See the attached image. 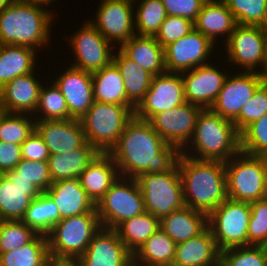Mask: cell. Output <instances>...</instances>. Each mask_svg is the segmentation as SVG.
<instances>
[{"label":"cell","mask_w":267,"mask_h":266,"mask_svg":"<svg viewBox=\"0 0 267 266\" xmlns=\"http://www.w3.org/2000/svg\"><path fill=\"white\" fill-rule=\"evenodd\" d=\"M108 154L114 159L120 176L137 178L142 173L171 170L181 151L167 144L149 121L134 116Z\"/></svg>","instance_id":"obj_1"},{"label":"cell","mask_w":267,"mask_h":266,"mask_svg":"<svg viewBox=\"0 0 267 266\" xmlns=\"http://www.w3.org/2000/svg\"><path fill=\"white\" fill-rule=\"evenodd\" d=\"M177 166L185 206L209 215L228 198L225 162L197 160L181 153Z\"/></svg>","instance_id":"obj_2"},{"label":"cell","mask_w":267,"mask_h":266,"mask_svg":"<svg viewBox=\"0 0 267 266\" xmlns=\"http://www.w3.org/2000/svg\"><path fill=\"white\" fill-rule=\"evenodd\" d=\"M52 11L42 5L14 0L0 11V44L28 46L41 51L52 38L51 27L56 17Z\"/></svg>","instance_id":"obj_3"},{"label":"cell","mask_w":267,"mask_h":266,"mask_svg":"<svg viewBox=\"0 0 267 266\" xmlns=\"http://www.w3.org/2000/svg\"><path fill=\"white\" fill-rule=\"evenodd\" d=\"M240 151L241 135L233 121L202 109L192 138L181 153L197 160L227 162Z\"/></svg>","instance_id":"obj_4"},{"label":"cell","mask_w":267,"mask_h":266,"mask_svg":"<svg viewBox=\"0 0 267 266\" xmlns=\"http://www.w3.org/2000/svg\"><path fill=\"white\" fill-rule=\"evenodd\" d=\"M134 106L94 101L80 119L85 139L100 153H109L116 145L127 123L134 117Z\"/></svg>","instance_id":"obj_5"},{"label":"cell","mask_w":267,"mask_h":266,"mask_svg":"<svg viewBox=\"0 0 267 266\" xmlns=\"http://www.w3.org/2000/svg\"><path fill=\"white\" fill-rule=\"evenodd\" d=\"M101 228L97 211L62 219L47 235L50 257L79 259Z\"/></svg>","instance_id":"obj_6"},{"label":"cell","mask_w":267,"mask_h":266,"mask_svg":"<svg viewBox=\"0 0 267 266\" xmlns=\"http://www.w3.org/2000/svg\"><path fill=\"white\" fill-rule=\"evenodd\" d=\"M267 157L240 151L225 162L227 196L242 202L265 199Z\"/></svg>","instance_id":"obj_7"},{"label":"cell","mask_w":267,"mask_h":266,"mask_svg":"<svg viewBox=\"0 0 267 266\" xmlns=\"http://www.w3.org/2000/svg\"><path fill=\"white\" fill-rule=\"evenodd\" d=\"M144 199L145 211L159 220L185 206L177 164L164 173H142L135 178Z\"/></svg>","instance_id":"obj_8"},{"label":"cell","mask_w":267,"mask_h":266,"mask_svg":"<svg viewBox=\"0 0 267 266\" xmlns=\"http://www.w3.org/2000/svg\"><path fill=\"white\" fill-rule=\"evenodd\" d=\"M96 210L101 226L107 229L143 214L144 199L137 180L120 176L97 203Z\"/></svg>","instance_id":"obj_9"},{"label":"cell","mask_w":267,"mask_h":266,"mask_svg":"<svg viewBox=\"0 0 267 266\" xmlns=\"http://www.w3.org/2000/svg\"><path fill=\"white\" fill-rule=\"evenodd\" d=\"M251 216L249 202L227 198L208 215L211 229L219 251L248 246V223Z\"/></svg>","instance_id":"obj_10"},{"label":"cell","mask_w":267,"mask_h":266,"mask_svg":"<svg viewBox=\"0 0 267 266\" xmlns=\"http://www.w3.org/2000/svg\"><path fill=\"white\" fill-rule=\"evenodd\" d=\"M224 46L228 57L226 61L236 68L241 67L239 71L266 75L264 27L237 24Z\"/></svg>","instance_id":"obj_11"},{"label":"cell","mask_w":267,"mask_h":266,"mask_svg":"<svg viewBox=\"0 0 267 266\" xmlns=\"http://www.w3.org/2000/svg\"><path fill=\"white\" fill-rule=\"evenodd\" d=\"M80 28L67 38L74 54L70 65L91 73L109 65L113 61L115 46L89 20Z\"/></svg>","instance_id":"obj_12"},{"label":"cell","mask_w":267,"mask_h":266,"mask_svg":"<svg viewBox=\"0 0 267 266\" xmlns=\"http://www.w3.org/2000/svg\"><path fill=\"white\" fill-rule=\"evenodd\" d=\"M186 103L181 73L164 72L153 76L150 88L135 108L134 116L149 121L159 112Z\"/></svg>","instance_id":"obj_13"},{"label":"cell","mask_w":267,"mask_h":266,"mask_svg":"<svg viewBox=\"0 0 267 266\" xmlns=\"http://www.w3.org/2000/svg\"><path fill=\"white\" fill-rule=\"evenodd\" d=\"M89 21L116 48L136 34L133 0H101Z\"/></svg>","instance_id":"obj_14"},{"label":"cell","mask_w":267,"mask_h":266,"mask_svg":"<svg viewBox=\"0 0 267 266\" xmlns=\"http://www.w3.org/2000/svg\"><path fill=\"white\" fill-rule=\"evenodd\" d=\"M227 76L222 89L210 110L222 118L233 121L241 108L267 80V75L259 72H242Z\"/></svg>","instance_id":"obj_15"},{"label":"cell","mask_w":267,"mask_h":266,"mask_svg":"<svg viewBox=\"0 0 267 266\" xmlns=\"http://www.w3.org/2000/svg\"><path fill=\"white\" fill-rule=\"evenodd\" d=\"M215 47L208 37L193 29L164 48L166 72L182 73L210 63Z\"/></svg>","instance_id":"obj_16"},{"label":"cell","mask_w":267,"mask_h":266,"mask_svg":"<svg viewBox=\"0 0 267 266\" xmlns=\"http://www.w3.org/2000/svg\"><path fill=\"white\" fill-rule=\"evenodd\" d=\"M201 110V107L186 102L169 111L155 114L149 122L167 144L174 145L181 151L192 138Z\"/></svg>","instance_id":"obj_17"},{"label":"cell","mask_w":267,"mask_h":266,"mask_svg":"<svg viewBox=\"0 0 267 266\" xmlns=\"http://www.w3.org/2000/svg\"><path fill=\"white\" fill-rule=\"evenodd\" d=\"M211 63L181 73L186 102L202 109H210L228 76L227 68Z\"/></svg>","instance_id":"obj_18"},{"label":"cell","mask_w":267,"mask_h":266,"mask_svg":"<svg viewBox=\"0 0 267 266\" xmlns=\"http://www.w3.org/2000/svg\"><path fill=\"white\" fill-rule=\"evenodd\" d=\"M82 266H133V254L114 229L101 228L78 259Z\"/></svg>","instance_id":"obj_19"},{"label":"cell","mask_w":267,"mask_h":266,"mask_svg":"<svg viewBox=\"0 0 267 266\" xmlns=\"http://www.w3.org/2000/svg\"><path fill=\"white\" fill-rule=\"evenodd\" d=\"M60 73L53 82L65 97L69 116L80 120L94 102L92 73L71 65Z\"/></svg>","instance_id":"obj_20"},{"label":"cell","mask_w":267,"mask_h":266,"mask_svg":"<svg viewBox=\"0 0 267 266\" xmlns=\"http://www.w3.org/2000/svg\"><path fill=\"white\" fill-rule=\"evenodd\" d=\"M34 72L18 76L0 89V110L9 113L33 115L39 102L43 82Z\"/></svg>","instance_id":"obj_21"},{"label":"cell","mask_w":267,"mask_h":266,"mask_svg":"<svg viewBox=\"0 0 267 266\" xmlns=\"http://www.w3.org/2000/svg\"><path fill=\"white\" fill-rule=\"evenodd\" d=\"M35 130L42 137L50 155L67 153L86 142L79 119L36 120Z\"/></svg>","instance_id":"obj_22"},{"label":"cell","mask_w":267,"mask_h":266,"mask_svg":"<svg viewBox=\"0 0 267 266\" xmlns=\"http://www.w3.org/2000/svg\"><path fill=\"white\" fill-rule=\"evenodd\" d=\"M41 192L25 179L0 175V221L22 220L30 202Z\"/></svg>","instance_id":"obj_23"},{"label":"cell","mask_w":267,"mask_h":266,"mask_svg":"<svg viewBox=\"0 0 267 266\" xmlns=\"http://www.w3.org/2000/svg\"><path fill=\"white\" fill-rule=\"evenodd\" d=\"M46 193L57 205L60 221L76 215L97 211L96 205L81 186L80 178L53 182Z\"/></svg>","instance_id":"obj_24"},{"label":"cell","mask_w":267,"mask_h":266,"mask_svg":"<svg viewBox=\"0 0 267 266\" xmlns=\"http://www.w3.org/2000/svg\"><path fill=\"white\" fill-rule=\"evenodd\" d=\"M237 22L224 0H207L194 21V29L208 37L214 44L229 39ZM218 39V40H217Z\"/></svg>","instance_id":"obj_25"},{"label":"cell","mask_w":267,"mask_h":266,"mask_svg":"<svg viewBox=\"0 0 267 266\" xmlns=\"http://www.w3.org/2000/svg\"><path fill=\"white\" fill-rule=\"evenodd\" d=\"M173 262L183 266H220V251L207 227L198 236L176 245Z\"/></svg>","instance_id":"obj_26"},{"label":"cell","mask_w":267,"mask_h":266,"mask_svg":"<svg viewBox=\"0 0 267 266\" xmlns=\"http://www.w3.org/2000/svg\"><path fill=\"white\" fill-rule=\"evenodd\" d=\"M119 177L114 159L108 153H99L79 178L88 197L97 205Z\"/></svg>","instance_id":"obj_27"},{"label":"cell","mask_w":267,"mask_h":266,"mask_svg":"<svg viewBox=\"0 0 267 266\" xmlns=\"http://www.w3.org/2000/svg\"><path fill=\"white\" fill-rule=\"evenodd\" d=\"M100 152L89 142L67 153L53 154L48 158L52 182L79 178L80 174Z\"/></svg>","instance_id":"obj_28"},{"label":"cell","mask_w":267,"mask_h":266,"mask_svg":"<svg viewBox=\"0 0 267 266\" xmlns=\"http://www.w3.org/2000/svg\"><path fill=\"white\" fill-rule=\"evenodd\" d=\"M207 227L208 215L188 206L175 210L160 220V229L176 244L198 236Z\"/></svg>","instance_id":"obj_29"},{"label":"cell","mask_w":267,"mask_h":266,"mask_svg":"<svg viewBox=\"0 0 267 266\" xmlns=\"http://www.w3.org/2000/svg\"><path fill=\"white\" fill-rule=\"evenodd\" d=\"M118 48L154 76L166 72L164 48L154 36L135 34Z\"/></svg>","instance_id":"obj_30"},{"label":"cell","mask_w":267,"mask_h":266,"mask_svg":"<svg viewBox=\"0 0 267 266\" xmlns=\"http://www.w3.org/2000/svg\"><path fill=\"white\" fill-rule=\"evenodd\" d=\"M116 49L113 62L122 75L127 100L136 108L149 90L154 75L129 59L118 47Z\"/></svg>","instance_id":"obj_31"},{"label":"cell","mask_w":267,"mask_h":266,"mask_svg":"<svg viewBox=\"0 0 267 266\" xmlns=\"http://www.w3.org/2000/svg\"><path fill=\"white\" fill-rule=\"evenodd\" d=\"M36 52L28 46L0 44V89L18 76L36 72Z\"/></svg>","instance_id":"obj_32"},{"label":"cell","mask_w":267,"mask_h":266,"mask_svg":"<svg viewBox=\"0 0 267 266\" xmlns=\"http://www.w3.org/2000/svg\"><path fill=\"white\" fill-rule=\"evenodd\" d=\"M92 85L94 101L133 106L127 100L122 75L113 61L101 70L92 72Z\"/></svg>","instance_id":"obj_33"},{"label":"cell","mask_w":267,"mask_h":266,"mask_svg":"<svg viewBox=\"0 0 267 266\" xmlns=\"http://www.w3.org/2000/svg\"><path fill=\"white\" fill-rule=\"evenodd\" d=\"M176 243L162 229L151 235L133 254V266H163L173 262Z\"/></svg>","instance_id":"obj_34"},{"label":"cell","mask_w":267,"mask_h":266,"mask_svg":"<svg viewBox=\"0 0 267 266\" xmlns=\"http://www.w3.org/2000/svg\"><path fill=\"white\" fill-rule=\"evenodd\" d=\"M158 229H160V220L145 211L141 215L120 223L114 230L126 248L134 254Z\"/></svg>","instance_id":"obj_35"},{"label":"cell","mask_w":267,"mask_h":266,"mask_svg":"<svg viewBox=\"0 0 267 266\" xmlns=\"http://www.w3.org/2000/svg\"><path fill=\"white\" fill-rule=\"evenodd\" d=\"M21 221L37 234L47 236L53 226L60 222V213L53 199L43 192L30 202Z\"/></svg>","instance_id":"obj_36"},{"label":"cell","mask_w":267,"mask_h":266,"mask_svg":"<svg viewBox=\"0 0 267 266\" xmlns=\"http://www.w3.org/2000/svg\"><path fill=\"white\" fill-rule=\"evenodd\" d=\"M49 259L47 236L38 234L30 243L0 254V266H47Z\"/></svg>","instance_id":"obj_37"},{"label":"cell","mask_w":267,"mask_h":266,"mask_svg":"<svg viewBox=\"0 0 267 266\" xmlns=\"http://www.w3.org/2000/svg\"><path fill=\"white\" fill-rule=\"evenodd\" d=\"M32 116L35 120L72 119L69 116L65 97L53 81H51L49 86L48 83L42 84L39 92L38 106Z\"/></svg>","instance_id":"obj_38"},{"label":"cell","mask_w":267,"mask_h":266,"mask_svg":"<svg viewBox=\"0 0 267 266\" xmlns=\"http://www.w3.org/2000/svg\"><path fill=\"white\" fill-rule=\"evenodd\" d=\"M133 3L136 34L155 36L168 16L161 0H133Z\"/></svg>","instance_id":"obj_39"},{"label":"cell","mask_w":267,"mask_h":266,"mask_svg":"<svg viewBox=\"0 0 267 266\" xmlns=\"http://www.w3.org/2000/svg\"><path fill=\"white\" fill-rule=\"evenodd\" d=\"M35 125L31 114L0 110V141L21 145L34 132Z\"/></svg>","instance_id":"obj_40"},{"label":"cell","mask_w":267,"mask_h":266,"mask_svg":"<svg viewBox=\"0 0 267 266\" xmlns=\"http://www.w3.org/2000/svg\"><path fill=\"white\" fill-rule=\"evenodd\" d=\"M239 25H267V0H224Z\"/></svg>","instance_id":"obj_41"},{"label":"cell","mask_w":267,"mask_h":266,"mask_svg":"<svg viewBox=\"0 0 267 266\" xmlns=\"http://www.w3.org/2000/svg\"><path fill=\"white\" fill-rule=\"evenodd\" d=\"M8 179H25L32 183L41 193L52 185L48 161H30L22 159L15 169L4 174Z\"/></svg>","instance_id":"obj_42"},{"label":"cell","mask_w":267,"mask_h":266,"mask_svg":"<svg viewBox=\"0 0 267 266\" xmlns=\"http://www.w3.org/2000/svg\"><path fill=\"white\" fill-rule=\"evenodd\" d=\"M220 266H267V247L248 245L223 250Z\"/></svg>","instance_id":"obj_43"},{"label":"cell","mask_w":267,"mask_h":266,"mask_svg":"<svg viewBox=\"0 0 267 266\" xmlns=\"http://www.w3.org/2000/svg\"><path fill=\"white\" fill-rule=\"evenodd\" d=\"M37 235L21 220L0 221V254L30 243Z\"/></svg>","instance_id":"obj_44"},{"label":"cell","mask_w":267,"mask_h":266,"mask_svg":"<svg viewBox=\"0 0 267 266\" xmlns=\"http://www.w3.org/2000/svg\"><path fill=\"white\" fill-rule=\"evenodd\" d=\"M267 113V80L256 90L255 94L241 108L233 120L240 134L253 122Z\"/></svg>","instance_id":"obj_45"},{"label":"cell","mask_w":267,"mask_h":266,"mask_svg":"<svg viewBox=\"0 0 267 266\" xmlns=\"http://www.w3.org/2000/svg\"><path fill=\"white\" fill-rule=\"evenodd\" d=\"M240 135L242 152L267 157V113L251 123Z\"/></svg>","instance_id":"obj_46"},{"label":"cell","mask_w":267,"mask_h":266,"mask_svg":"<svg viewBox=\"0 0 267 266\" xmlns=\"http://www.w3.org/2000/svg\"><path fill=\"white\" fill-rule=\"evenodd\" d=\"M251 216L248 223V245L267 246V201L261 199L250 203Z\"/></svg>","instance_id":"obj_47"},{"label":"cell","mask_w":267,"mask_h":266,"mask_svg":"<svg viewBox=\"0 0 267 266\" xmlns=\"http://www.w3.org/2000/svg\"><path fill=\"white\" fill-rule=\"evenodd\" d=\"M194 29V22L183 17L167 16L159 31L154 36L157 42L165 48Z\"/></svg>","instance_id":"obj_48"},{"label":"cell","mask_w":267,"mask_h":266,"mask_svg":"<svg viewBox=\"0 0 267 266\" xmlns=\"http://www.w3.org/2000/svg\"><path fill=\"white\" fill-rule=\"evenodd\" d=\"M207 0H161L168 16L195 21Z\"/></svg>","instance_id":"obj_49"},{"label":"cell","mask_w":267,"mask_h":266,"mask_svg":"<svg viewBox=\"0 0 267 266\" xmlns=\"http://www.w3.org/2000/svg\"><path fill=\"white\" fill-rule=\"evenodd\" d=\"M49 156L48 147L36 130L21 144L22 159L48 161Z\"/></svg>","instance_id":"obj_50"},{"label":"cell","mask_w":267,"mask_h":266,"mask_svg":"<svg viewBox=\"0 0 267 266\" xmlns=\"http://www.w3.org/2000/svg\"><path fill=\"white\" fill-rule=\"evenodd\" d=\"M21 160V145L0 141V175L15 169Z\"/></svg>","instance_id":"obj_51"},{"label":"cell","mask_w":267,"mask_h":266,"mask_svg":"<svg viewBox=\"0 0 267 266\" xmlns=\"http://www.w3.org/2000/svg\"><path fill=\"white\" fill-rule=\"evenodd\" d=\"M47 266H82L78 259H58L50 257Z\"/></svg>","instance_id":"obj_52"},{"label":"cell","mask_w":267,"mask_h":266,"mask_svg":"<svg viewBox=\"0 0 267 266\" xmlns=\"http://www.w3.org/2000/svg\"><path fill=\"white\" fill-rule=\"evenodd\" d=\"M23 1L42 5V6H45L47 8L48 6L50 7L51 3H53L54 1H57V0H23Z\"/></svg>","instance_id":"obj_53"},{"label":"cell","mask_w":267,"mask_h":266,"mask_svg":"<svg viewBox=\"0 0 267 266\" xmlns=\"http://www.w3.org/2000/svg\"><path fill=\"white\" fill-rule=\"evenodd\" d=\"M14 0H0V11L9 6Z\"/></svg>","instance_id":"obj_54"},{"label":"cell","mask_w":267,"mask_h":266,"mask_svg":"<svg viewBox=\"0 0 267 266\" xmlns=\"http://www.w3.org/2000/svg\"><path fill=\"white\" fill-rule=\"evenodd\" d=\"M265 45H266V75H267V25L264 27Z\"/></svg>","instance_id":"obj_55"},{"label":"cell","mask_w":267,"mask_h":266,"mask_svg":"<svg viewBox=\"0 0 267 266\" xmlns=\"http://www.w3.org/2000/svg\"><path fill=\"white\" fill-rule=\"evenodd\" d=\"M265 190L267 193V164H266V172H265Z\"/></svg>","instance_id":"obj_56"},{"label":"cell","mask_w":267,"mask_h":266,"mask_svg":"<svg viewBox=\"0 0 267 266\" xmlns=\"http://www.w3.org/2000/svg\"><path fill=\"white\" fill-rule=\"evenodd\" d=\"M163 266H183V265H179V264H176L175 262H171V263L163 265Z\"/></svg>","instance_id":"obj_57"}]
</instances>
